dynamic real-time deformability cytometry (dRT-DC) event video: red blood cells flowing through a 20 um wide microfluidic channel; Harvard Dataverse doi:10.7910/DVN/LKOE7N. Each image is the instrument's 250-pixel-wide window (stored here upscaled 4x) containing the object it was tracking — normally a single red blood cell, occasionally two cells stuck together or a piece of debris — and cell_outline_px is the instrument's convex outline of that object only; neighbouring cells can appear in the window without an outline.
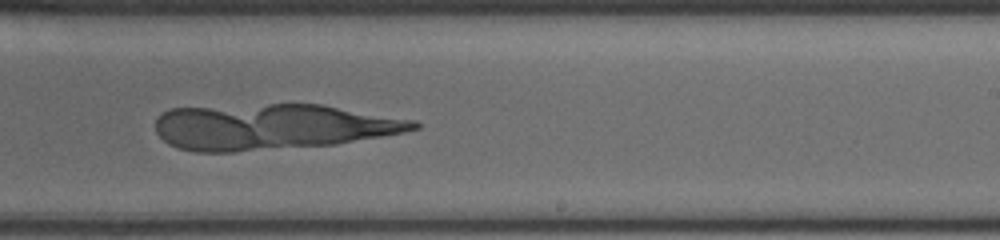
{"species": "human", "species_latin": "Homo sapiens", "temperature_condition": "cold", "stored_images_in_passage": 46, "camera_frame_rate_fps": 3000, "um_per_image_px": 0.085, "donor": {"sex": "male"}, "frame": {"image": 1, "passage_image": 27, "time_ms": 8.667, "image_size_px": [1000, 240], "cell_outline_px": [[420, 128], [404, 132], [336, 144], [232, 152], [196, 152], [176, 148], [168, 144], [156, 132], [156, 116], [160, 112], [168, 108], [268, 104], [320, 104], [416, 120], [420, 124]], "centroid_in_image_um": [23.1, 10.77], "position_along_channel_um": 265.9, "area_um2": 69.13}}
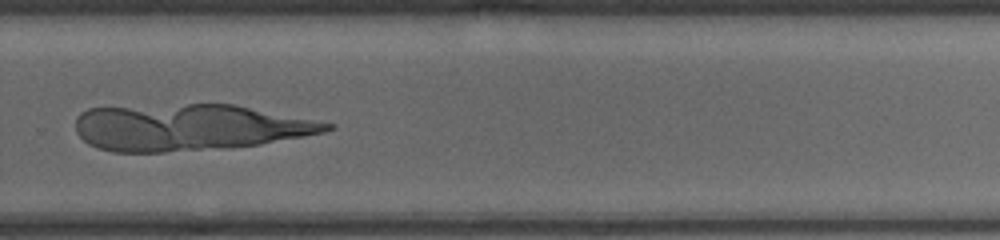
{"frame": {"image": 2, "passage_image": 31, "time_ms": 10.0, "image_size_px": [1000, 240], "cell_outline_px": [[336, 128], [324, 132], [304, 136], [260, 144], [228, 148], [164, 152], [112, 152], [96, 148], [88, 144], [76, 132], [76, 116], [80, 112], [88, 108], [188, 104], [232, 104], [336, 124]], "centroid_in_image_um": [16.05, 10.83], "position_along_channel_um": 313.8, "area_um2": 68.15}}